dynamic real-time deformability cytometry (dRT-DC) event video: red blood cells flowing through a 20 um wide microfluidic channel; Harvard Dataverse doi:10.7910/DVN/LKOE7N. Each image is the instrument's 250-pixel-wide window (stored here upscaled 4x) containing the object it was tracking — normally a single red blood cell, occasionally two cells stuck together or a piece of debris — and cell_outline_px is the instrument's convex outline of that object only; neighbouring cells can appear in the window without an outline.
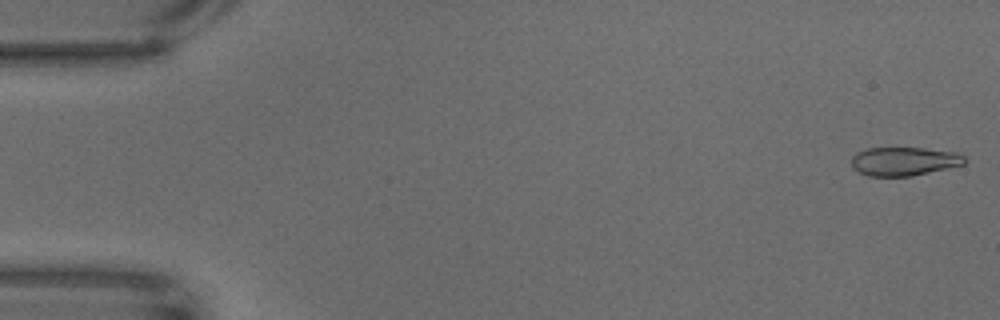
{"species": "common noctule bat (a hibernating species)", "species_latin": "Nyctalus noctula", "temperature_condition": "warm", "stored_images_in_passage": 64, "camera_frame_rate_fps": 3000, "um_per_image_px": 0.085, "animal": {"sex": "male", "body_mass_g": 18.8}, "frame": {"image": 1, "passage_image": 1, "time_ms": 0.0, "image_size_px": [1000, 320], "cell_outline_px": [[968, 160], [964, 164], [948, 168], [912, 176], [868, 176], [852, 168], [852, 156], [856, 152], [868, 148], [924, 148], [956, 152], [964, 156]], "centroid_in_image_um": [76.85, 13.71], "position_along_channel_um": 8.1, "area_um2": 18.96}}
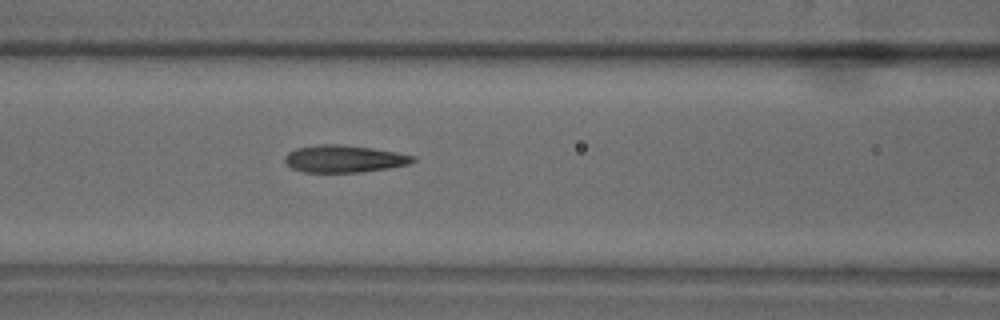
{"frame": {"image": 2, "passage_image": 27, "time_ms": 8.667, "image_size_px": [1000, 320], "cell_outline_px": [[416, 160], [408, 164], [388, 168], [360, 172], [304, 172], [292, 168], [284, 160], [284, 156], [288, 152], [296, 148], [320, 144], [340, 144], [372, 148], [396, 152], [416, 156]], "centroid_in_image_um": [29.24, 13.49], "position_along_channel_um": 137.4, "area_um2": 20.29}}
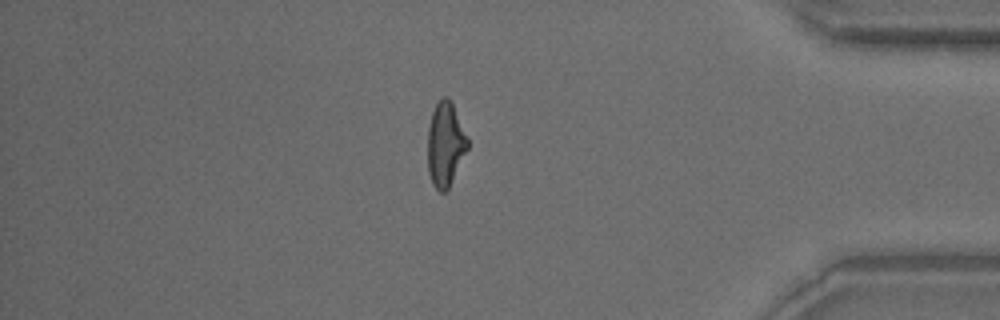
{"frame": {"image": 3, "passage_image": 55, "time_ms": 18.0, "image_size_px": [1000, 320], "cell_outline_px": [[468, 148], [448, 188], [444, 192], [440, 192], [432, 184], [428, 172], [428, 128], [432, 112], [436, 104], [444, 96], [448, 96], [452, 100], [468, 140]], "centroid_in_image_um": [37.85, 12.24], "position_along_channel_um": 397.4, "area_um2": 19.48}}